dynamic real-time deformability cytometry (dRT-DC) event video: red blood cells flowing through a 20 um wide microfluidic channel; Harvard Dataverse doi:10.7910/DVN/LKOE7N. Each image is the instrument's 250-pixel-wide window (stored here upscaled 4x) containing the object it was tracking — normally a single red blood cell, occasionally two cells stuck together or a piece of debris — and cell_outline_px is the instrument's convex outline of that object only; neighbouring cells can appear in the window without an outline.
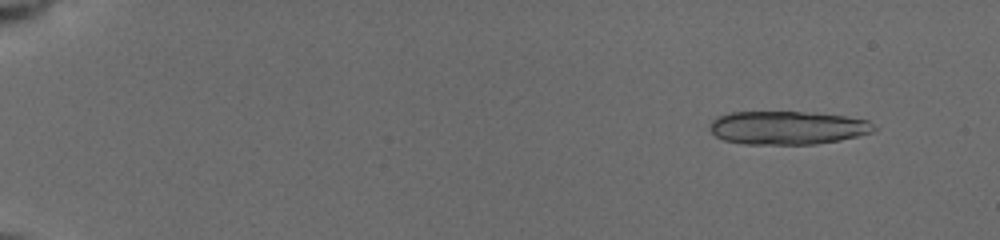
{"species": "common noctule bat (a hibernating species)", "species_latin": "Nyctalus noctula", "temperature_condition": "cold", "stored_images_in_passage": 67, "camera_frame_rate_fps": 3000, "um_per_image_px": 0.085, "animal": {"sex": "female", "body_mass_g": 19.5, "forearm_length_mm": 54.1}, "frame": {"image": 1, "passage_image": 1, "time_ms": 0.0, "image_size_px": [1000, 240], "cell_outline_px": [[880, 128], [872, 132], [840, 140], [816, 144], [744, 144], [724, 140], [716, 136], [712, 132], [712, 120], [716, 116], [732, 112], [804, 112], [844, 116], [868, 120]], "centroid_in_image_um": [66.97, 10.86], "position_along_channel_um": 18.0, "area_um2": 31.85}}
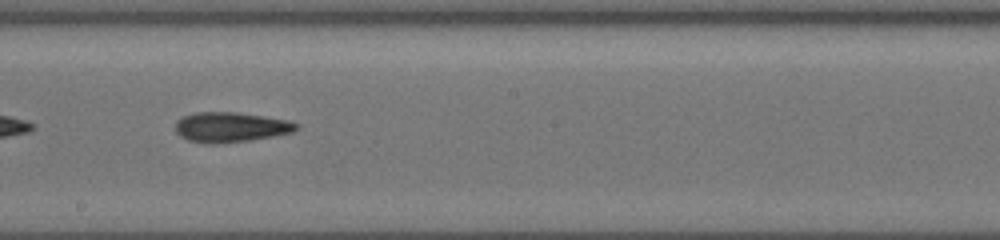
{"frame": {"image": 2, "passage_image": 39, "time_ms": 9.333, "image_size_px": [1000, 240], "cell_outline_px": [[300, 128], [292, 132], [272, 136], [248, 140], [216, 144], [212, 144], [188, 140], [180, 136], [176, 132], [176, 120], [184, 116], [196, 112], [236, 112], [264, 116], [288, 120], [300, 124]], "centroid_in_image_um": [19.62, 10.8], "position_along_channel_um": 228.6, "area_um2": 21.1}}
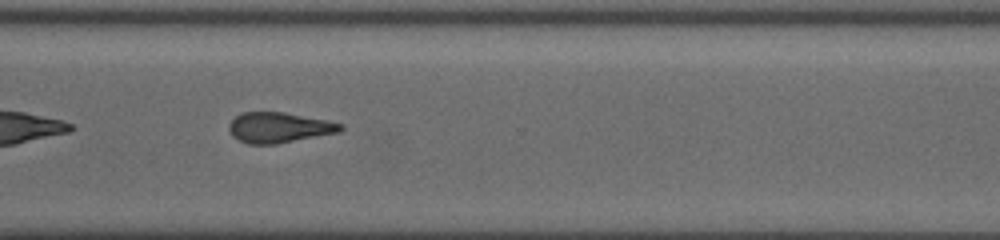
{"frame": {"image": 3, "passage_image": 52, "time_ms": 12.333, "image_size_px": [1000, 240], "cell_outline_px": [[344, 128], [340, 132], [276, 144], [248, 144], [232, 136], [228, 128], [228, 124], [240, 112], [284, 112], [328, 120], [344, 124]], "centroid_in_image_um": [23.73, 10.83], "position_along_channel_um": 346.9, "area_um2": 19.88}, "authors_computed_cell_mechanics": {"area_um2": 20.6346, "velocity_mm_per_s": 3.9539, "shape_relaxation_time_tau1_ms": 7.0824, "shape_relaxation_time_tau2_ms": 6.7329, "deformation_change_tau1": 0.2175, "deformation_change_tau2": 0.2088}}